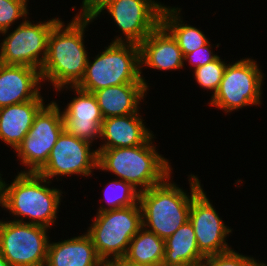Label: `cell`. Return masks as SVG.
<instances>
[{"mask_svg":"<svg viewBox=\"0 0 267 266\" xmlns=\"http://www.w3.org/2000/svg\"><path fill=\"white\" fill-rule=\"evenodd\" d=\"M148 90L144 83H127L99 89L93 95L103 118H109L140 112Z\"/></svg>","mask_w":267,"mask_h":266,"instance_id":"cell-18","label":"cell"},{"mask_svg":"<svg viewBox=\"0 0 267 266\" xmlns=\"http://www.w3.org/2000/svg\"><path fill=\"white\" fill-rule=\"evenodd\" d=\"M141 112L125 116L104 118L101 126L100 146L96 149L135 147L144 144L153 131L143 122Z\"/></svg>","mask_w":267,"mask_h":266,"instance_id":"cell-17","label":"cell"},{"mask_svg":"<svg viewBox=\"0 0 267 266\" xmlns=\"http://www.w3.org/2000/svg\"><path fill=\"white\" fill-rule=\"evenodd\" d=\"M29 14L27 0H0V33L11 29L18 20L24 21Z\"/></svg>","mask_w":267,"mask_h":266,"instance_id":"cell-26","label":"cell"},{"mask_svg":"<svg viewBox=\"0 0 267 266\" xmlns=\"http://www.w3.org/2000/svg\"><path fill=\"white\" fill-rule=\"evenodd\" d=\"M195 232L188 220L165 240V252L162 264L175 265L184 262L202 261Z\"/></svg>","mask_w":267,"mask_h":266,"instance_id":"cell-22","label":"cell"},{"mask_svg":"<svg viewBox=\"0 0 267 266\" xmlns=\"http://www.w3.org/2000/svg\"><path fill=\"white\" fill-rule=\"evenodd\" d=\"M86 230L104 263L123 258L132 238L143 227L140 203L96 212Z\"/></svg>","mask_w":267,"mask_h":266,"instance_id":"cell-6","label":"cell"},{"mask_svg":"<svg viewBox=\"0 0 267 266\" xmlns=\"http://www.w3.org/2000/svg\"><path fill=\"white\" fill-rule=\"evenodd\" d=\"M165 240L142 227L132 238L124 260L145 266H160L163 263Z\"/></svg>","mask_w":267,"mask_h":266,"instance_id":"cell-23","label":"cell"},{"mask_svg":"<svg viewBox=\"0 0 267 266\" xmlns=\"http://www.w3.org/2000/svg\"><path fill=\"white\" fill-rule=\"evenodd\" d=\"M154 134L142 145L112 149H96L97 169L113 173L139 192L162 183L173 173L171 162L158 153Z\"/></svg>","mask_w":267,"mask_h":266,"instance_id":"cell-4","label":"cell"},{"mask_svg":"<svg viewBox=\"0 0 267 266\" xmlns=\"http://www.w3.org/2000/svg\"><path fill=\"white\" fill-rule=\"evenodd\" d=\"M220 58L221 57L219 56L216 60L200 66L193 71L195 82L198 84V86H200V88H203L207 91H212L211 97H213L219 89L225 68L227 66V61H225V59L223 61V59Z\"/></svg>","mask_w":267,"mask_h":266,"instance_id":"cell-25","label":"cell"},{"mask_svg":"<svg viewBox=\"0 0 267 266\" xmlns=\"http://www.w3.org/2000/svg\"><path fill=\"white\" fill-rule=\"evenodd\" d=\"M60 19L53 17L35 23L28 16V19L14 26L13 31L1 32L0 35L5 38L0 43V63L40 70L47 56L48 36Z\"/></svg>","mask_w":267,"mask_h":266,"instance_id":"cell-8","label":"cell"},{"mask_svg":"<svg viewBox=\"0 0 267 266\" xmlns=\"http://www.w3.org/2000/svg\"><path fill=\"white\" fill-rule=\"evenodd\" d=\"M202 188L192 199L189 221L200 253L205 257L232 250L226 242L232 230L225 224Z\"/></svg>","mask_w":267,"mask_h":266,"instance_id":"cell-13","label":"cell"},{"mask_svg":"<svg viewBox=\"0 0 267 266\" xmlns=\"http://www.w3.org/2000/svg\"><path fill=\"white\" fill-rule=\"evenodd\" d=\"M61 108L57 101L45 104L35 115L23 141L13 151L23 168L20 172L37 173L47 162L58 136L64 130Z\"/></svg>","mask_w":267,"mask_h":266,"instance_id":"cell-9","label":"cell"},{"mask_svg":"<svg viewBox=\"0 0 267 266\" xmlns=\"http://www.w3.org/2000/svg\"><path fill=\"white\" fill-rule=\"evenodd\" d=\"M0 266H11L7 260L3 257V255L0 253Z\"/></svg>","mask_w":267,"mask_h":266,"instance_id":"cell-32","label":"cell"},{"mask_svg":"<svg viewBox=\"0 0 267 266\" xmlns=\"http://www.w3.org/2000/svg\"><path fill=\"white\" fill-rule=\"evenodd\" d=\"M42 83V84H41ZM40 70L0 63V108L29 100H44Z\"/></svg>","mask_w":267,"mask_h":266,"instance_id":"cell-16","label":"cell"},{"mask_svg":"<svg viewBox=\"0 0 267 266\" xmlns=\"http://www.w3.org/2000/svg\"><path fill=\"white\" fill-rule=\"evenodd\" d=\"M164 6V3L156 0H116L111 3L103 12L107 10L106 13L113 18L118 31L121 32L112 42L139 45L161 24Z\"/></svg>","mask_w":267,"mask_h":266,"instance_id":"cell-12","label":"cell"},{"mask_svg":"<svg viewBox=\"0 0 267 266\" xmlns=\"http://www.w3.org/2000/svg\"><path fill=\"white\" fill-rule=\"evenodd\" d=\"M160 266H201V261L184 262V263L175 264V265L161 264Z\"/></svg>","mask_w":267,"mask_h":266,"instance_id":"cell-31","label":"cell"},{"mask_svg":"<svg viewBox=\"0 0 267 266\" xmlns=\"http://www.w3.org/2000/svg\"><path fill=\"white\" fill-rule=\"evenodd\" d=\"M44 105V100H29L0 108V140L14 151Z\"/></svg>","mask_w":267,"mask_h":266,"instance_id":"cell-20","label":"cell"},{"mask_svg":"<svg viewBox=\"0 0 267 266\" xmlns=\"http://www.w3.org/2000/svg\"><path fill=\"white\" fill-rule=\"evenodd\" d=\"M182 9L165 5L161 14V24L176 39L183 56L207 44L210 39L199 28L187 24L182 18Z\"/></svg>","mask_w":267,"mask_h":266,"instance_id":"cell-21","label":"cell"},{"mask_svg":"<svg viewBox=\"0 0 267 266\" xmlns=\"http://www.w3.org/2000/svg\"><path fill=\"white\" fill-rule=\"evenodd\" d=\"M93 57H88L85 73L76 85L93 93L109 86L144 83L140 76V48L134 43L111 42Z\"/></svg>","mask_w":267,"mask_h":266,"instance_id":"cell-5","label":"cell"},{"mask_svg":"<svg viewBox=\"0 0 267 266\" xmlns=\"http://www.w3.org/2000/svg\"><path fill=\"white\" fill-rule=\"evenodd\" d=\"M140 76L145 86L149 83L143 76V68L159 71H175L184 67L182 51L172 34L160 24L140 44Z\"/></svg>","mask_w":267,"mask_h":266,"instance_id":"cell-15","label":"cell"},{"mask_svg":"<svg viewBox=\"0 0 267 266\" xmlns=\"http://www.w3.org/2000/svg\"><path fill=\"white\" fill-rule=\"evenodd\" d=\"M105 266H145V265H136L124 260L123 258H120L105 263Z\"/></svg>","mask_w":267,"mask_h":266,"instance_id":"cell-30","label":"cell"},{"mask_svg":"<svg viewBox=\"0 0 267 266\" xmlns=\"http://www.w3.org/2000/svg\"><path fill=\"white\" fill-rule=\"evenodd\" d=\"M92 147L91 143L78 139L63 130L58 136L46 164L37 173L50 181L54 177L58 181L65 176L77 175L79 177L80 175L85 178L92 176L93 171L97 170L98 161V152Z\"/></svg>","mask_w":267,"mask_h":266,"instance_id":"cell-11","label":"cell"},{"mask_svg":"<svg viewBox=\"0 0 267 266\" xmlns=\"http://www.w3.org/2000/svg\"><path fill=\"white\" fill-rule=\"evenodd\" d=\"M212 48V43L209 41L207 44L202 47H199L197 50L185 54L183 56L184 66L185 63L188 62V64L192 66L194 70L200 66H203L207 63L216 60L219 55H217V53L215 54Z\"/></svg>","mask_w":267,"mask_h":266,"instance_id":"cell-28","label":"cell"},{"mask_svg":"<svg viewBox=\"0 0 267 266\" xmlns=\"http://www.w3.org/2000/svg\"><path fill=\"white\" fill-rule=\"evenodd\" d=\"M264 77L257 61L252 58L229 62L219 89L209 99L208 105L227 114L240 108L262 105Z\"/></svg>","mask_w":267,"mask_h":266,"instance_id":"cell-7","label":"cell"},{"mask_svg":"<svg viewBox=\"0 0 267 266\" xmlns=\"http://www.w3.org/2000/svg\"><path fill=\"white\" fill-rule=\"evenodd\" d=\"M71 89V90H70ZM69 90L75 93V97L62 109L64 130L91 144L101 138V126L104 120L98 103L93 93L82 91L76 86L58 88L59 93Z\"/></svg>","mask_w":267,"mask_h":266,"instance_id":"cell-14","label":"cell"},{"mask_svg":"<svg viewBox=\"0 0 267 266\" xmlns=\"http://www.w3.org/2000/svg\"><path fill=\"white\" fill-rule=\"evenodd\" d=\"M49 228L12 220H0V253L11 266H45Z\"/></svg>","mask_w":267,"mask_h":266,"instance_id":"cell-10","label":"cell"},{"mask_svg":"<svg viewBox=\"0 0 267 266\" xmlns=\"http://www.w3.org/2000/svg\"><path fill=\"white\" fill-rule=\"evenodd\" d=\"M259 266H267V264L265 262L261 261Z\"/></svg>","mask_w":267,"mask_h":266,"instance_id":"cell-33","label":"cell"},{"mask_svg":"<svg viewBox=\"0 0 267 266\" xmlns=\"http://www.w3.org/2000/svg\"><path fill=\"white\" fill-rule=\"evenodd\" d=\"M171 177L139 194L143 227L164 240L189 220L192 199L203 188L198 175H188L190 192Z\"/></svg>","mask_w":267,"mask_h":266,"instance_id":"cell-3","label":"cell"},{"mask_svg":"<svg viewBox=\"0 0 267 266\" xmlns=\"http://www.w3.org/2000/svg\"><path fill=\"white\" fill-rule=\"evenodd\" d=\"M14 178L10 184L0 180V206L15 216L12 221L55 226L64 192L39 173L18 171Z\"/></svg>","mask_w":267,"mask_h":266,"instance_id":"cell-1","label":"cell"},{"mask_svg":"<svg viewBox=\"0 0 267 266\" xmlns=\"http://www.w3.org/2000/svg\"><path fill=\"white\" fill-rule=\"evenodd\" d=\"M116 0H82V4L80 6V10H78V14L75 16L88 19V20H98L101 13H103L104 9L107 8L111 3Z\"/></svg>","mask_w":267,"mask_h":266,"instance_id":"cell-29","label":"cell"},{"mask_svg":"<svg viewBox=\"0 0 267 266\" xmlns=\"http://www.w3.org/2000/svg\"><path fill=\"white\" fill-rule=\"evenodd\" d=\"M93 20L73 16L69 23L60 19L48 36L47 56L40 69L42 81L54 90L76 86L84 76L88 57L85 31ZM85 36V37H84Z\"/></svg>","mask_w":267,"mask_h":266,"instance_id":"cell-2","label":"cell"},{"mask_svg":"<svg viewBox=\"0 0 267 266\" xmlns=\"http://www.w3.org/2000/svg\"><path fill=\"white\" fill-rule=\"evenodd\" d=\"M104 204H100L97 212L130 207L139 203L140 192L130 183L123 180H110L104 188Z\"/></svg>","mask_w":267,"mask_h":266,"instance_id":"cell-24","label":"cell"},{"mask_svg":"<svg viewBox=\"0 0 267 266\" xmlns=\"http://www.w3.org/2000/svg\"><path fill=\"white\" fill-rule=\"evenodd\" d=\"M260 263L255 257L232 249L225 253L205 256L201 266H259Z\"/></svg>","mask_w":267,"mask_h":266,"instance_id":"cell-27","label":"cell"},{"mask_svg":"<svg viewBox=\"0 0 267 266\" xmlns=\"http://www.w3.org/2000/svg\"><path fill=\"white\" fill-rule=\"evenodd\" d=\"M45 266H105L98 256L90 236H79L49 242Z\"/></svg>","mask_w":267,"mask_h":266,"instance_id":"cell-19","label":"cell"}]
</instances>
